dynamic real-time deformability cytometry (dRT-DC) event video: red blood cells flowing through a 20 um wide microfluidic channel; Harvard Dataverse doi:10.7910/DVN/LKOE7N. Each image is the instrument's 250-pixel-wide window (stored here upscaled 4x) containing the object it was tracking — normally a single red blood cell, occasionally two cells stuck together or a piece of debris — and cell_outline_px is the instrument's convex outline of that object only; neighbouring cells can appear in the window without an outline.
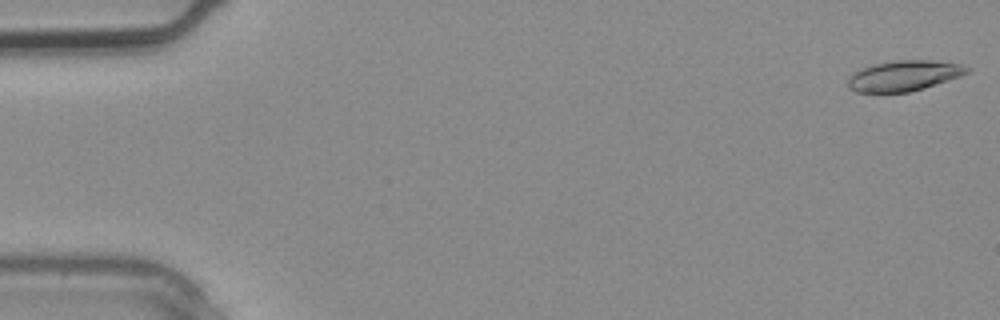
{"species": "common noctule bat (a hibernating species)", "species_latin": "Nyctalus noctula", "temperature_condition": "warm", "stored_images_in_passage": 2, "camera_frame_rate_fps": 3000, "um_per_image_px": 0.085, "animal": {"sex": "male", "body_mass_g": 20.4}, "frame": {"image": 1, "passage_image": 1, "time_ms": 0.0, "image_size_px": [1000, 320], "cell_outline_px": [[972, 68], [968, 72], [960, 76], [924, 88], [908, 92], [856, 92], [848, 88], [848, 76], [852, 72], [860, 68], [872, 64], [896, 60], [932, 60], [964, 64]], "centroid_in_image_um": [76.82, 6.42], "position_along_channel_um": 8.2, "area_um2": 21.39}}